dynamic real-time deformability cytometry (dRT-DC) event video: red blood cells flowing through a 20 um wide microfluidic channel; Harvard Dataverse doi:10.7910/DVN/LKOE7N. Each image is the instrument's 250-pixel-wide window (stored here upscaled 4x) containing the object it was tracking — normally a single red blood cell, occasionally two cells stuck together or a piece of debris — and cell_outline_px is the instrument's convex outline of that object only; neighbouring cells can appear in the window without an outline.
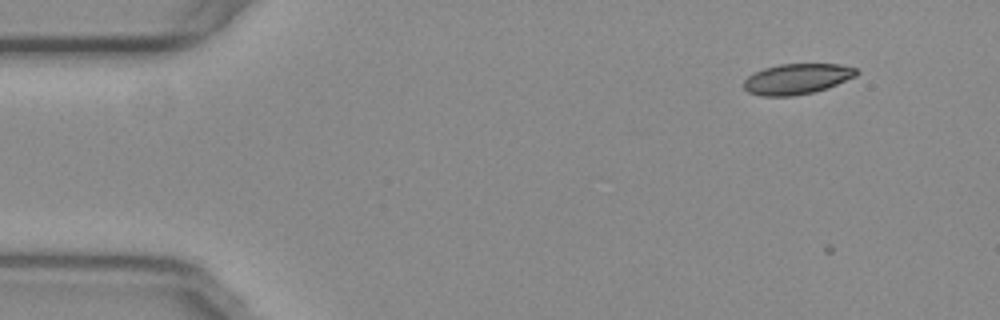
{"species": "common noctule bat (a hibernating species)", "species_latin": "Nyctalus noctula", "temperature_condition": "warm", "stored_images_in_passage": 4, "camera_frame_rate_fps": 3000, "um_per_image_px": 0.085, "animal": {"sex": "female", "body_mass_g": 29.2, "forearm_length_mm": 56.3}, "frame": {"image": 1, "passage_image": 3, "time_ms": 0.667, "image_size_px": [1000, 320], "cell_outline_px": [[860, 72], [856, 76], [828, 88], [812, 92], [792, 96], [760, 96], [748, 92], [744, 88], [744, 80], [748, 76], [764, 68], [780, 64], [840, 64], [856, 68]], "centroid_in_image_um": [67.76, 6.71], "position_along_channel_um": 17.2, "area_um2": 20.06}}